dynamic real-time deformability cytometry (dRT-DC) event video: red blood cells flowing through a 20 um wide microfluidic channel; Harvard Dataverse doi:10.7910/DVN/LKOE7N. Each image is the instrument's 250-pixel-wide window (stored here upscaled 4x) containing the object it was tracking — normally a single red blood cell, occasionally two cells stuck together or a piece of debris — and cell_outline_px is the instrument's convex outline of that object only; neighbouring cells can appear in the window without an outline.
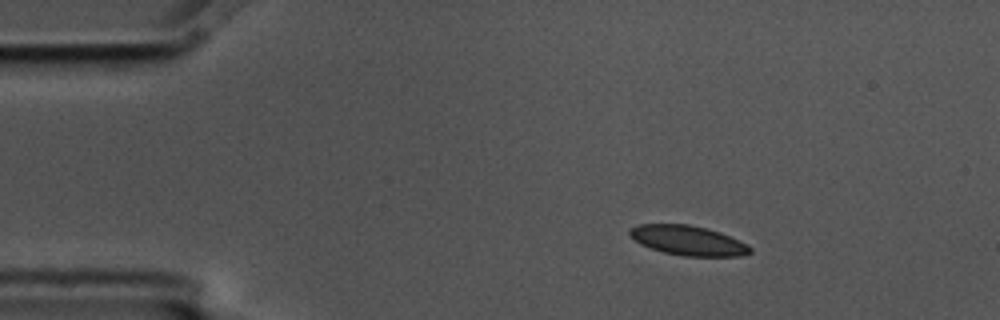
{"species": "common noctule bat (a hibernating species)", "species_latin": "Nyctalus noctula", "temperature_condition": "cold", "stored_images_in_passage": 4, "camera_frame_rate_fps": 3000, "um_per_image_px": 0.085, "animal": {"sex": "male", "body_mass_g": 17.5, "forearm_length_mm": 52.3}, "frame": {"image": 1, "passage_image": 2, "time_ms": 0.333, "image_size_px": [1000, 320], "cell_outline_px": [[752, 252], [744, 256], [684, 256], [664, 252], [640, 244], [628, 232], [628, 228], [640, 224], [688, 224], [720, 232], [740, 240], [748, 244], [752, 248]], "centroid_in_image_um": [58.52, 20.44], "position_along_channel_um": 26.5, "area_um2": 20.81}}